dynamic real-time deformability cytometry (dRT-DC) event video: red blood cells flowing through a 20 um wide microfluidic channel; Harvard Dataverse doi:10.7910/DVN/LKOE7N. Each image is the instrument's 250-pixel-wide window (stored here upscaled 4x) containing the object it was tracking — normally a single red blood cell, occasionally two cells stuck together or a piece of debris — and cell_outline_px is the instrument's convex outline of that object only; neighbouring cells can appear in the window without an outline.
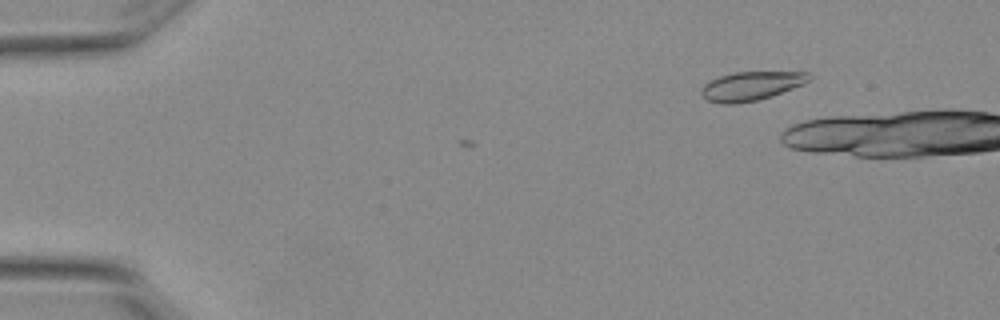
{"species": "Egyptian fruit bat (a non-hibernating species)", "species_latin": "Rousettus aegyptiacus", "temperature_condition": "warm", "stored_images_in_passage": 2, "camera_frame_rate_fps": 3000, "um_per_image_px": 0.085, "animal": {"sex": "female"}, "frame": {"image": 1, "passage_image": 2, "time_ms": 0.333, "image_size_px": [1000, 320], "cell_outline_px": [[812, 76], [804, 84], [772, 96], [756, 100], [732, 104], [720, 104], [708, 100], [700, 92], [700, 88], [704, 84], [720, 76], [732, 72], [808, 72]], "centroid_in_image_um": [63.84, 7.3], "position_along_channel_um": 21.2, "area_um2": 18.03}}